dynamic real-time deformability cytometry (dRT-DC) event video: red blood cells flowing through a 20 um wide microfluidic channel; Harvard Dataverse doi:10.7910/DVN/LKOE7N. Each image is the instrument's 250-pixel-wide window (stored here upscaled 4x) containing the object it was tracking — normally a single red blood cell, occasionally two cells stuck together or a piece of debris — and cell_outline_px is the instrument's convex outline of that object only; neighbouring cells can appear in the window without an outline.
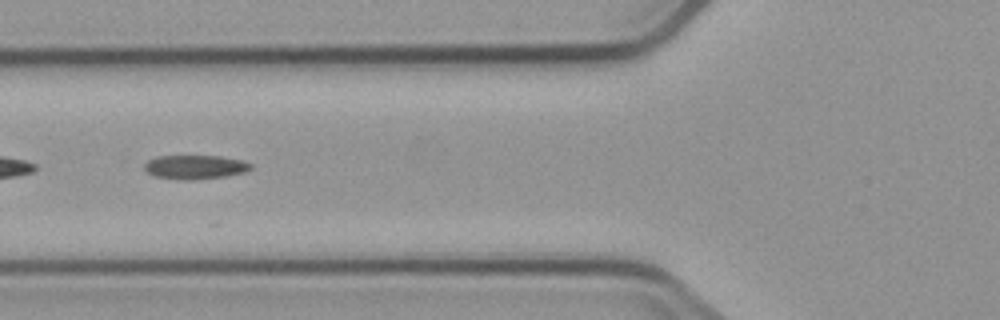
{"species": "common noctule bat (a hibernating species)", "species_latin": "Nyctalus noctula", "temperature_condition": "cold", "stored_images_in_passage": 8, "segment_of_instrument_passage": [2, 2], "camera_frame_rate_fps": 3000, "um_per_image_px": 0.085, "animal": {"sex": "male", "body_mass_g": 23.1, "forearm_length_mm": 52.7}, "frame": {"image": 1, "passage_image": 5, "time_ms": 5.667, "image_size_px": [1000, 320], "cell_outline_px": [[252, 168], [244, 172], [224, 176], [192, 180], [184, 180], [156, 176], [148, 172], [144, 168], [144, 164], [148, 160], [156, 156], [220, 156], [240, 160], [252, 164]], "centroid_in_image_um": [16.57, 14.19], "position_along_channel_um": 109.2, "area_um2": 14.68}}
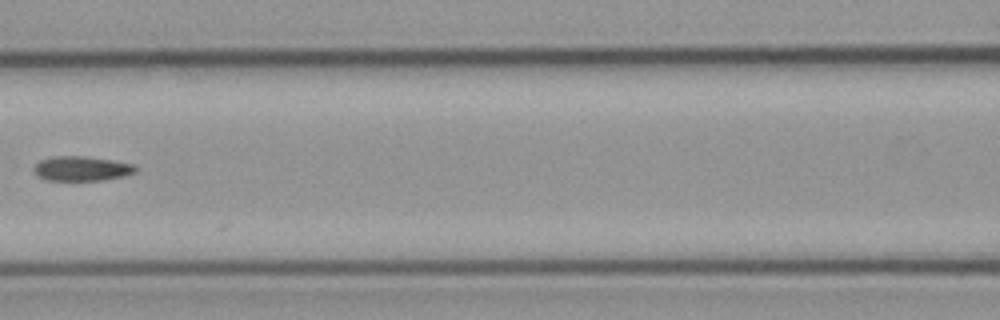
{"frame": {"image": 2, "passage_image": 6, "time_ms": 7.0, "image_size_px": [1000, 320], "cell_outline_px": [[136, 172], [124, 176], [104, 180], [48, 180], [40, 176], [32, 168], [40, 160], [52, 156], [84, 156], [112, 160], [136, 164]], "centroid_in_image_um": [6.98, 14.32], "position_along_channel_um": 159.6, "area_um2": 14.57}}
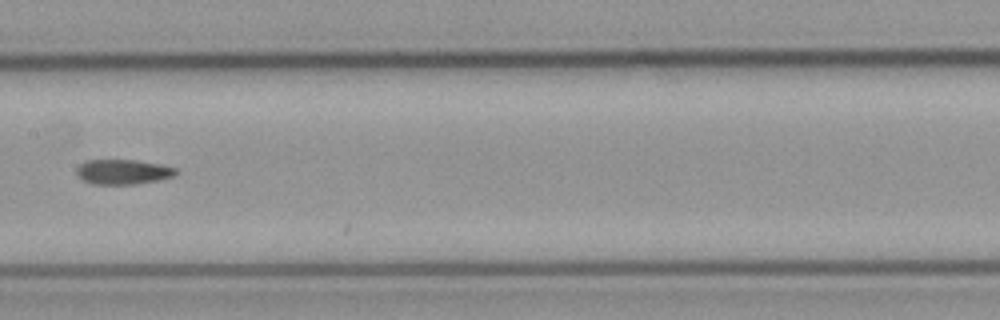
{"frame": {"image": 3, "passage_image": 7, "time_ms": 8.0, "image_size_px": [1000, 320], "cell_outline_px": [[176, 172], [172, 176], [156, 180], [136, 184], [92, 184], [84, 180], [76, 172], [76, 168], [84, 160], [136, 160], [160, 164], [176, 168]], "centroid_in_image_um": [10.42, 14.6], "position_along_channel_um": 197.0, "area_um2": 14.22}}